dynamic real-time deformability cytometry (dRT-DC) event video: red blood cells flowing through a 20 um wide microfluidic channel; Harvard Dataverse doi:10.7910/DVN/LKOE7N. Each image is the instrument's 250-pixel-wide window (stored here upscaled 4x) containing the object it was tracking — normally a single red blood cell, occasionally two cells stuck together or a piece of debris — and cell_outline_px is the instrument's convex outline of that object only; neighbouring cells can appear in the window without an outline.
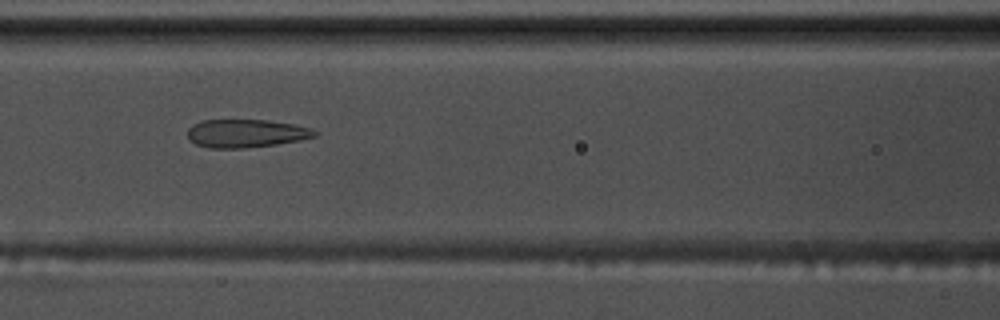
{"species": "common noctule bat (a hibernating species)", "species_latin": "Nyctalus noctula", "temperature_condition": "warm", "stored_images_in_passage": 54, "camera_frame_rate_fps": 3000, "um_per_image_px": 0.085, "animal": {"sex": "male", "body_mass_g": 17.5, "forearm_length_mm": 52.3}, "frame": {"image": 1, "passage_image": 22, "time_ms": 7.0, "image_size_px": [1000, 320], "cell_outline_px": [[316, 136], [300, 140], [276, 144], [244, 148], [208, 148], [196, 144], [188, 140], [188, 128], [192, 124], [204, 120], [268, 120], [292, 124], [312, 128], [316, 132]], "centroid_in_image_um": [20.88, 11.34], "position_along_channel_um": 145.7, "area_um2": 20.87}}
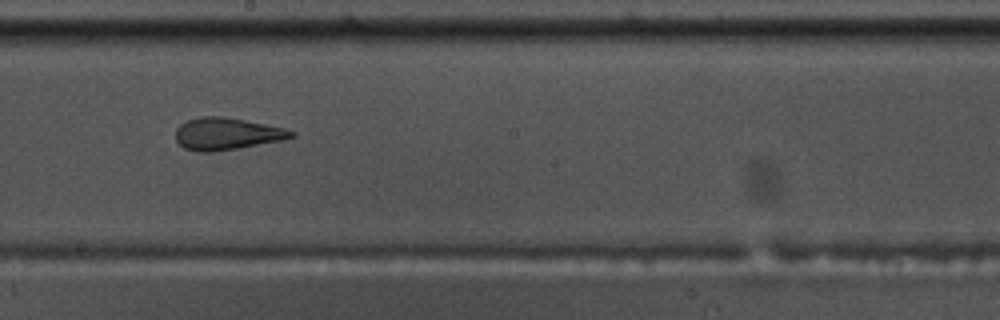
{"frame": {"image": 2, "passage_image": 29, "time_ms": 9.333, "image_size_px": [1000, 320], "cell_outline_px": [[296, 136], [284, 140], [240, 148], [212, 152], [196, 152], [184, 148], [176, 140], [176, 128], [180, 124], [188, 120], [200, 116], [220, 116], [244, 120], [284, 128], [296, 132]], "centroid_in_image_um": [19.28, 11.38], "position_along_channel_um": 228.9, "area_um2": 21.73}}
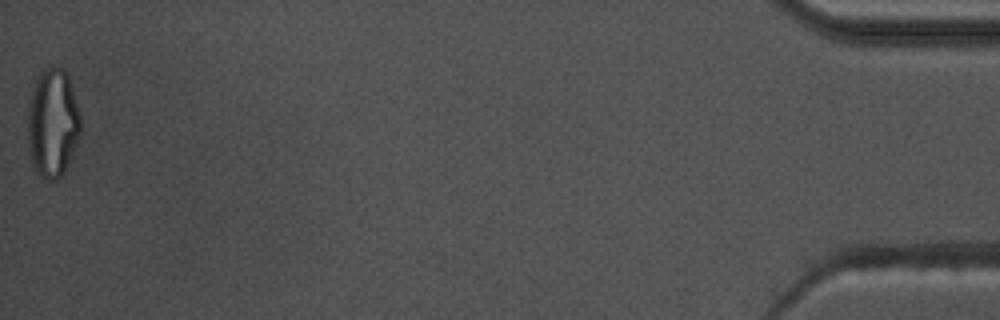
{"frame": {"image": 3, "passage_image": 54, "time_ms": 17.667, "image_size_px": [1000, 320], "cell_outline_px": [[80, 136], [64, 172], [60, 176], [52, 180], [48, 180], [40, 176], [36, 172], [32, 164], [28, 140], [28, 104], [32, 92], [40, 72], [44, 68], [56, 64], [64, 68], [68, 76], [80, 112]], "centroid_in_image_um": [4.48, 10.42], "position_along_channel_um": 430.7, "area_um2": 33.52}, "authors_computed_cell_mechanics": {"area_um2": 23.6402, "velocity_mm_per_s": 3.5859, "shape_relaxation_time_tau1_ms": null, "shape_relaxation_time_tau2_ms": 1.7052, "deformation_change_tau1": null, "deformation_change_tau2": 0.1184}}